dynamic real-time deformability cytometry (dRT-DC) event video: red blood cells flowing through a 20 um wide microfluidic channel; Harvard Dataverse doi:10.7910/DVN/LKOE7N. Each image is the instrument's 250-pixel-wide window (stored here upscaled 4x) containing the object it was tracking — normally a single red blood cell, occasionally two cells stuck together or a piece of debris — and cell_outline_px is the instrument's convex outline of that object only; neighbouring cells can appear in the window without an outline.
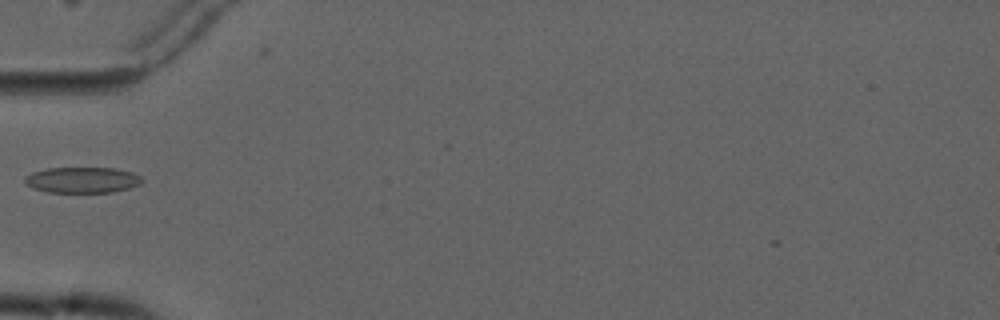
{"species": "common noctule bat (a hibernating species)", "species_latin": "Nyctalus noctula", "temperature_condition": "cold", "stored_images_in_passage": 1, "camera_frame_rate_fps": 3000, "um_per_image_px": 0.085, "animal": {"sex": "male", "forearm_length_mm": 52.5}, "frame": {"image": 1, "passage_image": 1, "time_ms": 0.0, "image_size_px": [1000, 320], "cell_outline_px": [[144, 180], [140, 184], [128, 188], [112, 192], [48, 192], [32, 188], [24, 180], [24, 176], [32, 172], [48, 168], [112, 168], [132, 172], [140, 176]], "centroid_in_image_um": [6.99, 15.29], "position_along_channel_um": 78.0, "area_um2": 17.57}}